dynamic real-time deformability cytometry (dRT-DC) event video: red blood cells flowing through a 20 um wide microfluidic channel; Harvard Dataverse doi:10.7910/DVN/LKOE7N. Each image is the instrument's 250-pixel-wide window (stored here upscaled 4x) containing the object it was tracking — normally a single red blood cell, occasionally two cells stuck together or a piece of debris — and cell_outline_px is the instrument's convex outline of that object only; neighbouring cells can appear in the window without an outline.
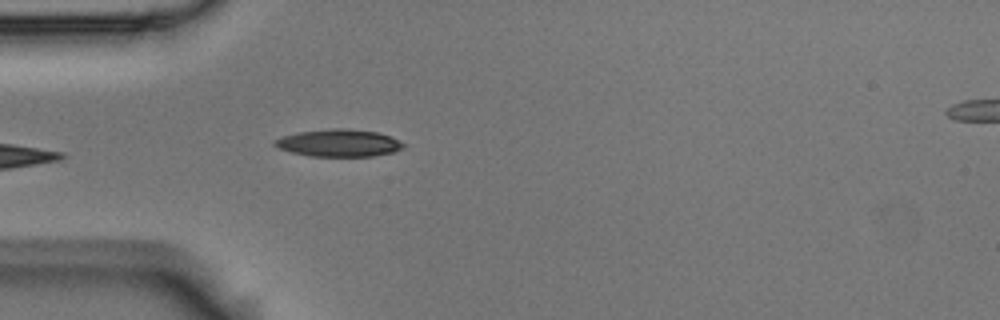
{"species": "Egyptian fruit bat (a non-hibernating species)", "species_latin": "Rousettus aegyptiacus", "temperature_condition": "room temperature", "stored_images_in_passage": 5, "camera_frame_rate_fps": 3000, "um_per_image_px": 0.085, "animal": {"sex": "male"}, "frame": {"image": 1, "passage_image": 5, "time_ms": 1.333, "image_size_px": [1000, 320], "cell_outline_px": [[404, 148], [392, 152], [372, 156], [312, 156], [292, 152], [280, 148], [272, 144], [272, 140], [284, 136], [300, 132], [332, 128], [348, 128], [380, 132], [392, 136], [404, 144]], "centroid_in_image_um": [28.83, 12.14], "position_along_channel_um": 56.2, "area_um2": 20.46}}